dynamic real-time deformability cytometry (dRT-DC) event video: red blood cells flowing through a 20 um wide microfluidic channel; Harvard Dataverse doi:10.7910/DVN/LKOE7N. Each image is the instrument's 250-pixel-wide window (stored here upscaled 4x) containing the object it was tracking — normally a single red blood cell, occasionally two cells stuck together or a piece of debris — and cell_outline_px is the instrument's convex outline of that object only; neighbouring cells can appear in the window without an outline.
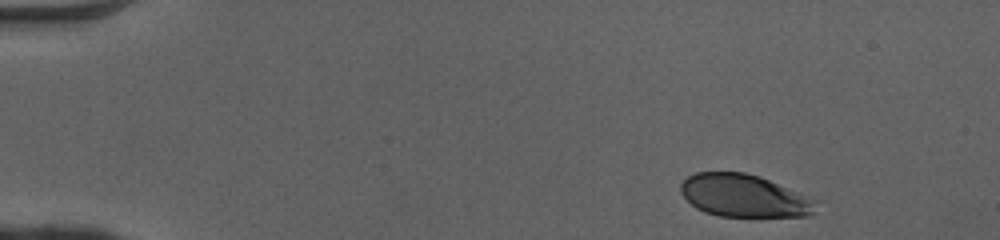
{"species": "human", "species_latin": "Homo sapiens", "temperature_condition": "cold", "stored_images_in_passage": 38, "camera_frame_rate_fps": 3000, "um_per_image_px": 0.085, "donor": {"sex": "female"}, "frame": {"image": 1, "passage_image": 1, "time_ms": 0.0, "image_size_px": [1000, 240], "cell_outline_px": [[820, 200], [812, 216], [720, 216], [704, 212], [696, 208], [680, 192], [680, 184], [688, 176], [696, 172], [744, 172], [760, 176]], "centroid_in_image_um": [63.3, 16.64], "position_along_channel_um": 21.7, "area_um2": 33.87}}
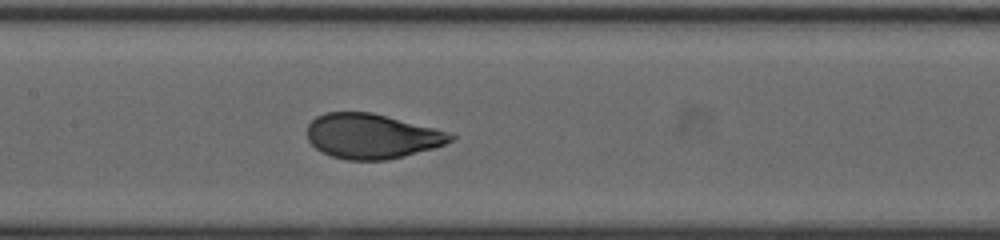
{"frame": {"image": 2, "passage_image": 20, "time_ms": 6.333, "image_size_px": [1000, 240], "cell_outline_px": [[456, 136], [452, 140], [444, 144], [432, 148], [404, 156], [388, 160], [348, 160], [332, 156], [316, 148], [308, 140], [308, 124], [316, 116], [324, 112], [372, 112], [448, 132]], "centroid_in_image_um": [31.58, 11.57], "position_along_channel_um": 175.8, "area_um2": 37.17}}
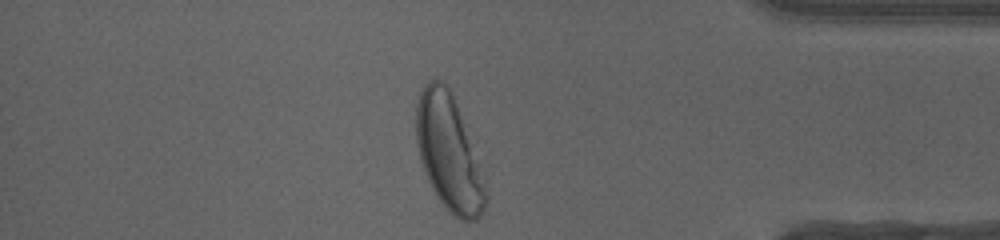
{"frame": {"image": 3, "passage_image": 38, "time_ms": 12.333, "image_size_px": [1000, 240], "cell_outline_px": [[488, 200], [484, 212], [476, 220], [460, 220], [448, 212], [436, 196], [424, 172], [420, 160], [416, 140], [416, 104], [420, 88], [432, 76], [444, 80], [452, 92], [488, 196]], "centroid_in_image_um": [38.09, 12.97], "position_along_channel_um": 397.1, "area_um2": 46.3}, "authors_computed_cell_mechanics": {"area_um2": 37.8012, "velocity_mm_per_s": 4.0876, "shape_relaxation_time_tau1_ms": 2.7895, "shape_relaxation_time_tau2_ms": null, "deformation_change_tau1": 0.1625, "deformation_change_tau2": null}}